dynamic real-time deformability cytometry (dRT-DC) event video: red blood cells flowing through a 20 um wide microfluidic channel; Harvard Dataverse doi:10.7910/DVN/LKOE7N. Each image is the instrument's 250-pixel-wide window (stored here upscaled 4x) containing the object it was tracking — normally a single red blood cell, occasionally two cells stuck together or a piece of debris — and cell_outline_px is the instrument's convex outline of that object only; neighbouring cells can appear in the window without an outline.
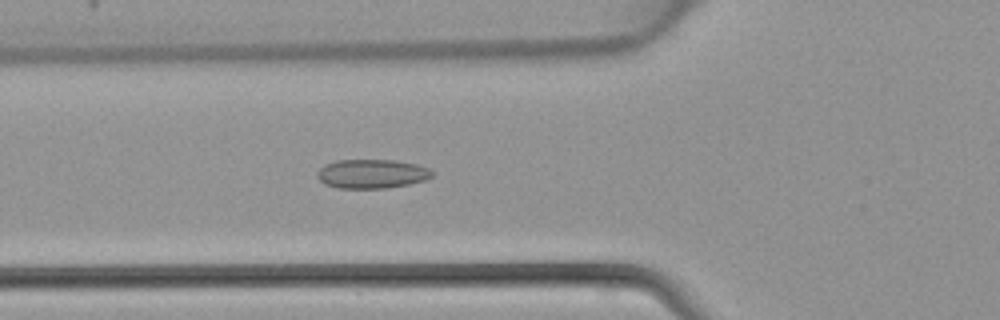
{"species": "common noctule bat (a hibernating species)", "species_latin": "Nyctalus noctula", "temperature_condition": "warm", "stored_images_in_passage": 30, "camera_frame_rate_fps": 3000, "um_per_image_px": 0.085, "animal": {"sex": "female", "body_mass_g": 22.7, "forearm_length_mm": 54.2}, "frame": {"image": 1, "passage_image": 2, "time_ms": 0.333, "image_size_px": [1000, 320], "cell_outline_px": [[432, 176], [424, 180], [408, 184], [384, 188], [336, 188], [324, 184], [316, 176], [316, 172], [324, 164], [336, 160], [392, 160], [416, 164], [428, 168], [432, 172]], "centroid_in_image_um": [31.54, 14.77], "position_along_channel_um": 94.3, "area_um2": 19.42}}
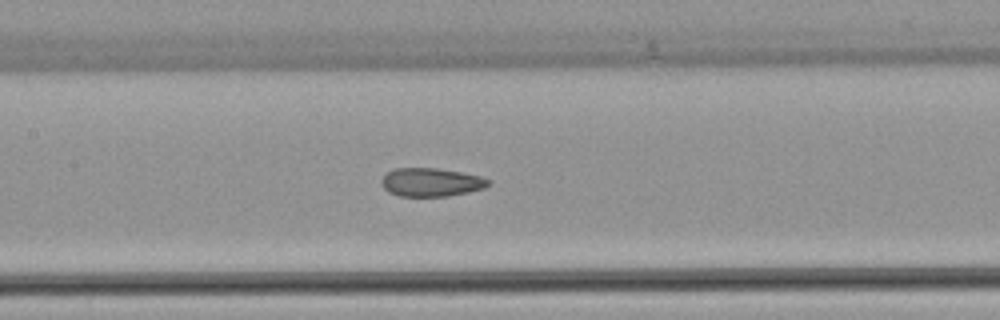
{"frame": {"image": 2, "passage_image": 7, "time_ms": 2.0, "image_size_px": [1000, 320], "cell_outline_px": [[492, 184], [484, 188], [468, 192], [448, 196], [400, 196], [388, 192], [380, 184], [380, 180], [392, 168], [436, 168], [460, 172], [480, 176], [492, 180]], "centroid_in_image_um": [36.65, 15.49], "position_along_channel_um": 170.8, "area_um2": 17.86}}
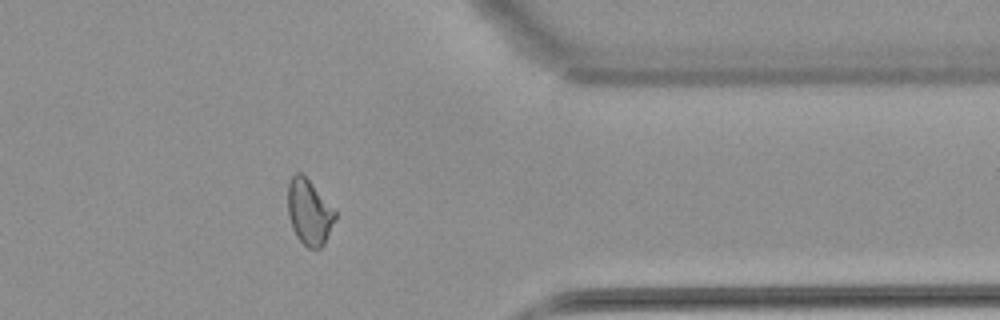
{"frame": {"image": 3, "passage_image": 22, "time_ms": 7.0, "image_size_px": [1000, 320], "cell_outline_px": [[336, 216], [324, 244], [320, 248], [308, 248], [296, 236], [292, 228], [288, 216], [288, 184], [292, 176], [296, 172], [300, 172], [308, 180], [336, 212]], "centroid_in_image_um": [26.25, 18.05], "position_along_channel_um": 385.1, "area_um2": 17.63}}